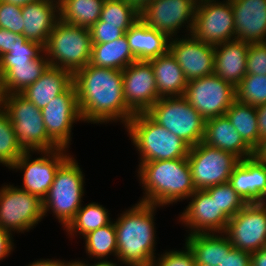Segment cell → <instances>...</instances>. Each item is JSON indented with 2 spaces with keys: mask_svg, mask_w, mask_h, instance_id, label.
<instances>
[{
  "mask_svg": "<svg viewBox=\"0 0 266 266\" xmlns=\"http://www.w3.org/2000/svg\"><path fill=\"white\" fill-rule=\"evenodd\" d=\"M104 0H63L59 3L63 22L90 28L99 21Z\"/></svg>",
  "mask_w": 266,
  "mask_h": 266,
  "instance_id": "obj_33",
  "label": "cell"
},
{
  "mask_svg": "<svg viewBox=\"0 0 266 266\" xmlns=\"http://www.w3.org/2000/svg\"><path fill=\"white\" fill-rule=\"evenodd\" d=\"M122 75L124 98L134 114L146 113L161 98L150 61L136 60L122 70Z\"/></svg>",
  "mask_w": 266,
  "mask_h": 266,
  "instance_id": "obj_18",
  "label": "cell"
},
{
  "mask_svg": "<svg viewBox=\"0 0 266 266\" xmlns=\"http://www.w3.org/2000/svg\"><path fill=\"white\" fill-rule=\"evenodd\" d=\"M149 61L153 68L158 95L161 98L182 97L188 81L170 51Z\"/></svg>",
  "mask_w": 266,
  "mask_h": 266,
  "instance_id": "obj_27",
  "label": "cell"
},
{
  "mask_svg": "<svg viewBox=\"0 0 266 266\" xmlns=\"http://www.w3.org/2000/svg\"><path fill=\"white\" fill-rule=\"evenodd\" d=\"M50 66L45 53L30 63L12 66L3 76L5 94H21L36 82Z\"/></svg>",
  "mask_w": 266,
  "mask_h": 266,
  "instance_id": "obj_30",
  "label": "cell"
},
{
  "mask_svg": "<svg viewBox=\"0 0 266 266\" xmlns=\"http://www.w3.org/2000/svg\"><path fill=\"white\" fill-rule=\"evenodd\" d=\"M236 39L246 43L266 42V0H230Z\"/></svg>",
  "mask_w": 266,
  "mask_h": 266,
  "instance_id": "obj_21",
  "label": "cell"
},
{
  "mask_svg": "<svg viewBox=\"0 0 266 266\" xmlns=\"http://www.w3.org/2000/svg\"><path fill=\"white\" fill-rule=\"evenodd\" d=\"M21 36V34H16L9 30L0 28V58L6 53L12 51L15 41Z\"/></svg>",
  "mask_w": 266,
  "mask_h": 266,
  "instance_id": "obj_46",
  "label": "cell"
},
{
  "mask_svg": "<svg viewBox=\"0 0 266 266\" xmlns=\"http://www.w3.org/2000/svg\"><path fill=\"white\" fill-rule=\"evenodd\" d=\"M73 83L84 123L125 127L134 116L124 98L122 70L88 64L73 74Z\"/></svg>",
  "mask_w": 266,
  "mask_h": 266,
  "instance_id": "obj_1",
  "label": "cell"
},
{
  "mask_svg": "<svg viewBox=\"0 0 266 266\" xmlns=\"http://www.w3.org/2000/svg\"><path fill=\"white\" fill-rule=\"evenodd\" d=\"M23 34L27 40L45 46L60 19L59 3L54 0H40L22 7Z\"/></svg>",
  "mask_w": 266,
  "mask_h": 266,
  "instance_id": "obj_22",
  "label": "cell"
},
{
  "mask_svg": "<svg viewBox=\"0 0 266 266\" xmlns=\"http://www.w3.org/2000/svg\"><path fill=\"white\" fill-rule=\"evenodd\" d=\"M127 3L133 6L138 12H140L147 4L153 0H126Z\"/></svg>",
  "mask_w": 266,
  "mask_h": 266,
  "instance_id": "obj_52",
  "label": "cell"
},
{
  "mask_svg": "<svg viewBox=\"0 0 266 266\" xmlns=\"http://www.w3.org/2000/svg\"><path fill=\"white\" fill-rule=\"evenodd\" d=\"M22 7L0 1V28L23 34Z\"/></svg>",
  "mask_w": 266,
  "mask_h": 266,
  "instance_id": "obj_41",
  "label": "cell"
},
{
  "mask_svg": "<svg viewBox=\"0 0 266 266\" xmlns=\"http://www.w3.org/2000/svg\"><path fill=\"white\" fill-rule=\"evenodd\" d=\"M0 1H4L13 5H18L20 7H23L27 4L34 3L40 0H0Z\"/></svg>",
  "mask_w": 266,
  "mask_h": 266,
  "instance_id": "obj_53",
  "label": "cell"
},
{
  "mask_svg": "<svg viewBox=\"0 0 266 266\" xmlns=\"http://www.w3.org/2000/svg\"><path fill=\"white\" fill-rule=\"evenodd\" d=\"M218 266H251V253L232 247Z\"/></svg>",
  "mask_w": 266,
  "mask_h": 266,
  "instance_id": "obj_44",
  "label": "cell"
},
{
  "mask_svg": "<svg viewBox=\"0 0 266 266\" xmlns=\"http://www.w3.org/2000/svg\"><path fill=\"white\" fill-rule=\"evenodd\" d=\"M206 120L223 116L236 100V88L215 74L188 81L184 95Z\"/></svg>",
  "mask_w": 266,
  "mask_h": 266,
  "instance_id": "obj_13",
  "label": "cell"
},
{
  "mask_svg": "<svg viewBox=\"0 0 266 266\" xmlns=\"http://www.w3.org/2000/svg\"><path fill=\"white\" fill-rule=\"evenodd\" d=\"M191 35L216 46L236 39L230 0H198Z\"/></svg>",
  "mask_w": 266,
  "mask_h": 266,
  "instance_id": "obj_12",
  "label": "cell"
},
{
  "mask_svg": "<svg viewBox=\"0 0 266 266\" xmlns=\"http://www.w3.org/2000/svg\"><path fill=\"white\" fill-rule=\"evenodd\" d=\"M73 263V259L70 261L60 260V259H37L30 262L25 266H70Z\"/></svg>",
  "mask_w": 266,
  "mask_h": 266,
  "instance_id": "obj_47",
  "label": "cell"
},
{
  "mask_svg": "<svg viewBox=\"0 0 266 266\" xmlns=\"http://www.w3.org/2000/svg\"><path fill=\"white\" fill-rule=\"evenodd\" d=\"M195 266H210V265L196 264Z\"/></svg>",
  "mask_w": 266,
  "mask_h": 266,
  "instance_id": "obj_55",
  "label": "cell"
},
{
  "mask_svg": "<svg viewBox=\"0 0 266 266\" xmlns=\"http://www.w3.org/2000/svg\"><path fill=\"white\" fill-rule=\"evenodd\" d=\"M54 1H56V2L60 3V2H61V1H63V0H54Z\"/></svg>",
  "mask_w": 266,
  "mask_h": 266,
  "instance_id": "obj_56",
  "label": "cell"
},
{
  "mask_svg": "<svg viewBox=\"0 0 266 266\" xmlns=\"http://www.w3.org/2000/svg\"><path fill=\"white\" fill-rule=\"evenodd\" d=\"M125 35L137 60L149 61L169 51L170 37L164 32L149 28L140 19L125 32Z\"/></svg>",
  "mask_w": 266,
  "mask_h": 266,
  "instance_id": "obj_25",
  "label": "cell"
},
{
  "mask_svg": "<svg viewBox=\"0 0 266 266\" xmlns=\"http://www.w3.org/2000/svg\"><path fill=\"white\" fill-rule=\"evenodd\" d=\"M136 171L145 191L139 202L164 208L187 200L196 191L187 158L144 162Z\"/></svg>",
  "mask_w": 266,
  "mask_h": 266,
  "instance_id": "obj_3",
  "label": "cell"
},
{
  "mask_svg": "<svg viewBox=\"0 0 266 266\" xmlns=\"http://www.w3.org/2000/svg\"><path fill=\"white\" fill-rule=\"evenodd\" d=\"M229 183L247 204L266 203V162L255 156L240 160Z\"/></svg>",
  "mask_w": 266,
  "mask_h": 266,
  "instance_id": "obj_20",
  "label": "cell"
},
{
  "mask_svg": "<svg viewBox=\"0 0 266 266\" xmlns=\"http://www.w3.org/2000/svg\"><path fill=\"white\" fill-rule=\"evenodd\" d=\"M225 115L241 135L243 141L254 151L261 141L256 106H251L236 99Z\"/></svg>",
  "mask_w": 266,
  "mask_h": 266,
  "instance_id": "obj_31",
  "label": "cell"
},
{
  "mask_svg": "<svg viewBox=\"0 0 266 266\" xmlns=\"http://www.w3.org/2000/svg\"><path fill=\"white\" fill-rule=\"evenodd\" d=\"M89 30L92 44L112 42L125 34L119 28V25H104V22L100 20L92 25Z\"/></svg>",
  "mask_w": 266,
  "mask_h": 266,
  "instance_id": "obj_43",
  "label": "cell"
},
{
  "mask_svg": "<svg viewBox=\"0 0 266 266\" xmlns=\"http://www.w3.org/2000/svg\"><path fill=\"white\" fill-rule=\"evenodd\" d=\"M24 152L8 114L0 110V165L9 168Z\"/></svg>",
  "mask_w": 266,
  "mask_h": 266,
  "instance_id": "obj_37",
  "label": "cell"
},
{
  "mask_svg": "<svg viewBox=\"0 0 266 266\" xmlns=\"http://www.w3.org/2000/svg\"><path fill=\"white\" fill-rule=\"evenodd\" d=\"M184 249V250H183ZM195 258L192 251L185 244L182 249L164 250L153 260L152 266H195Z\"/></svg>",
  "mask_w": 266,
  "mask_h": 266,
  "instance_id": "obj_40",
  "label": "cell"
},
{
  "mask_svg": "<svg viewBox=\"0 0 266 266\" xmlns=\"http://www.w3.org/2000/svg\"><path fill=\"white\" fill-rule=\"evenodd\" d=\"M43 201L13 184L0 187V227L12 234L29 232L43 220ZM14 232V233H13Z\"/></svg>",
  "mask_w": 266,
  "mask_h": 266,
  "instance_id": "obj_9",
  "label": "cell"
},
{
  "mask_svg": "<svg viewBox=\"0 0 266 266\" xmlns=\"http://www.w3.org/2000/svg\"><path fill=\"white\" fill-rule=\"evenodd\" d=\"M251 266H266V247L251 253Z\"/></svg>",
  "mask_w": 266,
  "mask_h": 266,
  "instance_id": "obj_50",
  "label": "cell"
},
{
  "mask_svg": "<svg viewBox=\"0 0 266 266\" xmlns=\"http://www.w3.org/2000/svg\"><path fill=\"white\" fill-rule=\"evenodd\" d=\"M139 165L144 162L187 158L189 146L172 132L156 123L147 113H137L125 126Z\"/></svg>",
  "mask_w": 266,
  "mask_h": 266,
  "instance_id": "obj_4",
  "label": "cell"
},
{
  "mask_svg": "<svg viewBox=\"0 0 266 266\" xmlns=\"http://www.w3.org/2000/svg\"><path fill=\"white\" fill-rule=\"evenodd\" d=\"M92 41L89 28L75 26L59 19L44 46L50 66L74 74L91 59Z\"/></svg>",
  "mask_w": 266,
  "mask_h": 266,
  "instance_id": "obj_6",
  "label": "cell"
},
{
  "mask_svg": "<svg viewBox=\"0 0 266 266\" xmlns=\"http://www.w3.org/2000/svg\"><path fill=\"white\" fill-rule=\"evenodd\" d=\"M198 0H153L140 12V20L149 28L178 37L180 30L191 35ZM186 28V29H185Z\"/></svg>",
  "mask_w": 266,
  "mask_h": 266,
  "instance_id": "obj_14",
  "label": "cell"
},
{
  "mask_svg": "<svg viewBox=\"0 0 266 266\" xmlns=\"http://www.w3.org/2000/svg\"><path fill=\"white\" fill-rule=\"evenodd\" d=\"M13 234L0 227V261L9 257L15 250Z\"/></svg>",
  "mask_w": 266,
  "mask_h": 266,
  "instance_id": "obj_45",
  "label": "cell"
},
{
  "mask_svg": "<svg viewBox=\"0 0 266 266\" xmlns=\"http://www.w3.org/2000/svg\"><path fill=\"white\" fill-rule=\"evenodd\" d=\"M44 53V46L40 43L27 40L23 36L15 41L12 51L0 58L1 77L16 64L30 63Z\"/></svg>",
  "mask_w": 266,
  "mask_h": 266,
  "instance_id": "obj_36",
  "label": "cell"
},
{
  "mask_svg": "<svg viewBox=\"0 0 266 266\" xmlns=\"http://www.w3.org/2000/svg\"><path fill=\"white\" fill-rule=\"evenodd\" d=\"M69 149L25 151L9 168L23 173L22 186H17L43 200L54 181L59 166L71 155ZM68 152V153H67ZM39 157L33 158V154Z\"/></svg>",
  "mask_w": 266,
  "mask_h": 266,
  "instance_id": "obj_10",
  "label": "cell"
},
{
  "mask_svg": "<svg viewBox=\"0 0 266 266\" xmlns=\"http://www.w3.org/2000/svg\"><path fill=\"white\" fill-rule=\"evenodd\" d=\"M137 202L122 211L114 221L117 237V260L124 266H152L156 251L157 208Z\"/></svg>",
  "mask_w": 266,
  "mask_h": 266,
  "instance_id": "obj_2",
  "label": "cell"
},
{
  "mask_svg": "<svg viewBox=\"0 0 266 266\" xmlns=\"http://www.w3.org/2000/svg\"><path fill=\"white\" fill-rule=\"evenodd\" d=\"M139 19V12L126 0H104L99 18L104 25H119L124 33Z\"/></svg>",
  "mask_w": 266,
  "mask_h": 266,
  "instance_id": "obj_35",
  "label": "cell"
},
{
  "mask_svg": "<svg viewBox=\"0 0 266 266\" xmlns=\"http://www.w3.org/2000/svg\"><path fill=\"white\" fill-rule=\"evenodd\" d=\"M73 83V74L65 69L49 66L44 74L21 93L28 101L42 109Z\"/></svg>",
  "mask_w": 266,
  "mask_h": 266,
  "instance_id": "obj_26",
  "label": "cell"
},
{
  "mask_svg": "<svg viewBox=\"0 0 266 266\" xmlns=\"http://www.w3.org/2000/svg\"><path fill=\"white\" fill-rule=\"evenodd\" d=\"M84 260L80 261V259L78 258V260L77 259L73 260V263L76 266H122L119 264V261L117 259H113V261H111V260L109 261L108 259H105V260L95 259V260H93L94 262L90 263V264H89V261L87 262L86 259H84ZM114 260H115V262H114ZM116 261L118 264L116 263Z\"/></svg>",
  "mask_w": 266,
  "mask_h": 266,
  "instance_id": "obj_49",
  "label": "cell"
},
{
  "mask_svg": "<svg viewBox=\"0 0 266 266\" xmlns=\"http://www.w3.org/2000/svg\"><path fill=\"white\" fill-rule=\"evenodd\" d=\"M41 114L48 136L60 148L69 149L72 142L73 126L77 122H83L74 83L42 108Z\"/></svg>",
  "mask_w": 266,
  "mask_h": 266,
  "instance_id": "obj_16",
  "label": "cell"
},
{
  "mask_svg": "<svg viewBox=\"0 0 266 266\" xmlns=\"http://www.w3.org/2000/svg\"><path fill=\"white\" fill-rule=\"evenodd\" d=\"M214 48V74L236 88L246 75L249 43L234 39Z\"/></svg>",
  "mask_w": 266,
  "mask_h": 266,
  "instance_id": "obj_23",
  "label": "cell"
},
{
  "mask_svg": "<svg viewBox=\"0 0 266 266\" xmlns=\"http://www.w3.org/2000/svg\"><path fill=\"white\" fill-rule=\"evenodd\" d=\"M187 160L196 190L229 182L240 161L234 154L208 146L203 141L189 148Z\"/></svg>",
  "mask_w": 266,
  "mask_h": 266,
  "instance_id": "obj_11",
  "label": "cell"
},
{
  "mask_svg": "<svg viewBox=\"0 0 266 266\" xmlns=\"http://www.w3.org/2000/svg\"><path fill=\"white\" fill-rule=\"evenodd\" d=\"M254 156L263 162H266V136L261 139L258 147L254 150Z\"/></svg>",
  "mask_w": 266,
  "mask_h": 266,
  "instance_id": "obj_51",
  "label": "cell"
},
{
  "mask_svg": "<svg viewBox=\"0 0 266 266\" xmlns=\"http://www.w3.org/2000/svg\"><path fill=\"white\" fill-rule=\"evenodd\" d=\"M188 205L178 216L188 234L225 232L229 217L220 210L215 198L205 190H196L186 201Z\"/></svg>",
  "mask_w": 266,
  "mask_h": 266,
  "instance_id": "obj_17",
  "label": "cell"
},
{
  "mask_svg": "<svg viewBox=\"0 0 266 266\" xmlns=\"http://www.w3.org/2000/svg\"><path fill=\"white\" fill-rule=\"evenodd\" d=\"M236 99L251 106L266 104V75L246 74L236 87Z\"/></svg>",
  "mask_w": 266,
  "mask_h": 266,
  "instance_id": "obj_38",
  "label": "cell"
},
{
  "mask_svg": "<svg viewBox=\"0 0 266 266\" xmlns=\"http://www.w3.org/2000/svg\"><path fill=\"white\" fill-rule=\"evenodd\" d=\"M3 109L18 142L25 151H49L60 147L48 136L41 109L21 94H5Z\"/></svg>",
  "mask_w": 266,
  "mask_h": 266,
  "instance_id": "obj_8",
  "label": "cell"
},
{
  "mask_svg": "<svg viewBox=\"0 0 266 266\" xmlns=\"http://www.w3.org/2000/svg\"><path fill=\"white\" fill-rule=\"evenodd\" d=\"M257 120H258V130L260 133V138L266 136V104L256 106Z\"/></svg>",
  "mask_w": 266,
  "mask_h": 266,
  "instance_id": "obj_48",
  "label": "cell"
},
{
  "mask_svg": "<svg viewBox=\"0 0 266 266\" xmlns=\"http://www.w3.org/2000/svg\"><path fill=\"white\" fill-rule=\"evenodd\" d=\"M246 74L266 75V42L249 44Z\"/></svg>",
  "mask_w": 266,
  "mask_h": 266,
  "instance_id": "obj_42",
  "label": "cell"
},
{
  "mask_svg": "<svg viewBox=\"0 0 266 266\" xmlns=\"http://www.w3.org/2000/svg\"><path fill=\"white\" fill-rule=\"evenodd\" d=\"M181 37L170 38L169 51L183 70L185 79L191 81L214 74V46L192 35Z\"/></svg>",
  "mask_w": 266,
  "mask_h": 266,
  "instance_id": "obj_19",
  "label": "cell"
},
{
  "mask_svg": "<svg viewBox=\"0 0 266 266\" xmlns=\"http://www.w3.org/2000/svg\"><path fill=\"white\" fill-rule=\"evenodd\" d=\"M106 226L100 227L84 237V247L88 258L105 260L114 256L117 259V237L114 220ZM110 255V256H109Z\"/></svg>",
  "mask_w": 266,
  "mask_h": 266,
  "instance_id": "obj_34",
  "label": "cell"
},
{
  "mask_svg": "<svg viewBox=\"0 0 266 266\" xmlns=\"http://www.w3.org/2000/svg\"><path fill=\"white\" fill-rule=\"evenodd\" d=\"M4 98H5V92L3 88L2 77L0 75V110H2L4 107Z\"/></svg>",
  "mask_w": 266,
  "mask_h": 266,
  "instance_id": "obj_54",
  "label": "cell"
},
{
  "mask_svg": "<svg viewBox=\"0 0 266 266\" xmlns=\"http://www.w3.org/2000/svg\"><path fill=\"white\" fill-rule=\"evenodd\" d=\"M204 190L216 199L220 210L229 218L237 214L247 204L229 182L210 186Z\"/></svg>",
  "mask_w": 266,
  "mask_h": 266,
  "instance_id": "obj_39",
  "label": "cell"
},
{
  "mask_svg": "<svg viewBox=\"0 0 266 266\" xmlns=\"http://www.w3.org/2000/svg\"><path fill=\"white\" fill-rule=\"evenodd\" d=\"M203 142L230 152L240 160L254 156V151L243 141L226 115L206 120Z\"/></svg>",
  "mask_w": 266,
  "mask_h": 266,
  "instance_id": "obj_24",
  "label": "cell"
},
{
  "mask_svg": "<svg viewBox=\"0 0 266 266\" xmlns=\"http://www.w3.org/2000/svg\"><path fill=\"white\" fill-rule=\"evenodd\" d=\"M136 60L124 34L112 42L92 44L89 64L97 67L123 70Z\"/></svg>",
  "mask_w": 266,
  "mask_h": 266,
  "instance_id": "obj_29",
  "label": "cell"
},
{
  "mask_svg": "<svg viewBox=\"0 0 266 266\" xmlns=\"http://www.w3.org/2000/svg\"><path fill=\"white\" fill-rule=\"evenodd\" d=\"M110 214L109 210L98 202L84 204L64 230L71 240L76 236L82 238L81 236L84 237L88 233L110 224L112 222Z\"/></svg>",
  "mask_w": 266,
  "mask_h": 266,
  "instance_id": "obj_32",
  "label": "cell"
},
{
  "mask_svg": "<svg viewBox=\"0 0 266 266\" xmlns=\"http://www.w3.org/2000/svg\"><path fill=\"white\" fill-rule=\"evenodd\" d=\"M224 233L234 248L245 252L266 247V203L246 204L229 219Z\"/></svg>",
  "mask_w": 266,
  "mask_h": 266,
  "instance_id": "obj_15",
  "label": "cell"
},
{
  "mask_svg": "<svg viewBox=\"0 0 266 266\" xmlns=\"http://www.w3.org/2000/svg\"><path fill=\"white\" fill-rule=\"evenodd\" d=\"M146 113L166 130L179 136L189 147L204 139L206 119L184 96L159 98Z\"/></svg>",
  "mask_w": 266,
  "mask_h": 266,
  "instance_id": "obj_7",
  "label": "cell"
},
{
  "mask_svg": "<svg viewBox=\"0 0 266 266\" xmlns=\"http://www.w3.org/2000/svg\"><path fill=\"white\" fill-rule=\"evenodd\" d=\"M185 244L192 251L196 264L218 266L233 247L224 232L186 235Z\"/></svg>",
  "mask_w": 266,
  "mask_h": 266,
  "instance_id": "obj_28",
  "label": "cell"
},
{
  "mask_svg": "<svg viewBox=\"0 0 266 266\" xmlns=\"http://www.w3.org/2000/svg\"><path fill=\"white\" fill-rule=\"evenodd\" d=\"M73 156L71 154L59 166L49 192L42 200L43 215L53 213L63 230L74 219L85 196V174Z\"/></svg>",
  "mask_w": 266,
  "mask_h": 266,
  "instance_id": "obj_5",
  "label": "cell"
}]
</instances>
